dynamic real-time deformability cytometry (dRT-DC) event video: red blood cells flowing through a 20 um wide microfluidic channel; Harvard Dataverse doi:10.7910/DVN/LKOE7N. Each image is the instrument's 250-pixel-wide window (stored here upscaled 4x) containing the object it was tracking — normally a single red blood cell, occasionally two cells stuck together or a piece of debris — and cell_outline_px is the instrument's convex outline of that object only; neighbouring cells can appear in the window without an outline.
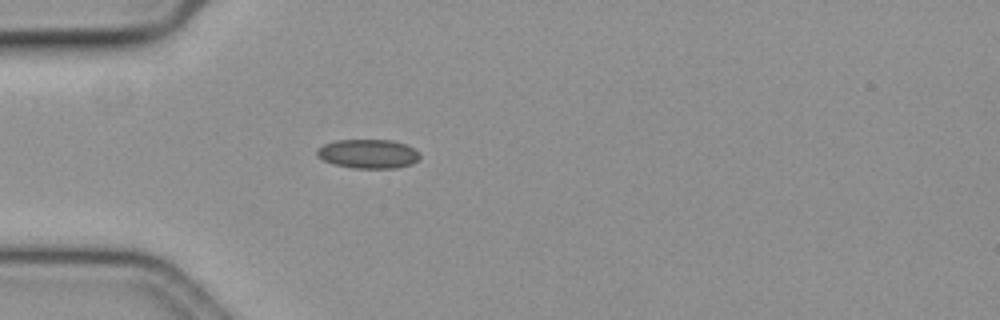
{"species": "common noctule bat (a hibernating species)", "species_latin": "Nyctalus noctula", "temperature_condition": "cold", "stored_images_in_passage": 42, "camera_frame_rate_fps": 3000, "um_per_image_px": 0.085, "animal": {"sex": "female", "body_mass_g": 19.3, "forearm_length_mm": 54.1}, "frame": {"image": 1, "passage_image": 1, "time_ms": 0.0, "image_size_px": [1000, 320], "cell_outline_px": [[420, 156], [412, 164], [396, 168], [352, 168], [332, 164], [316, 156], [316, 148], [324, 144], [336, 140], [392, 140], [404, 144], [420, 152]], "centroid_in_image_um": [31.26, 13.08], "position_along_channel_um": 53.7, "area_um2": 17.51}}
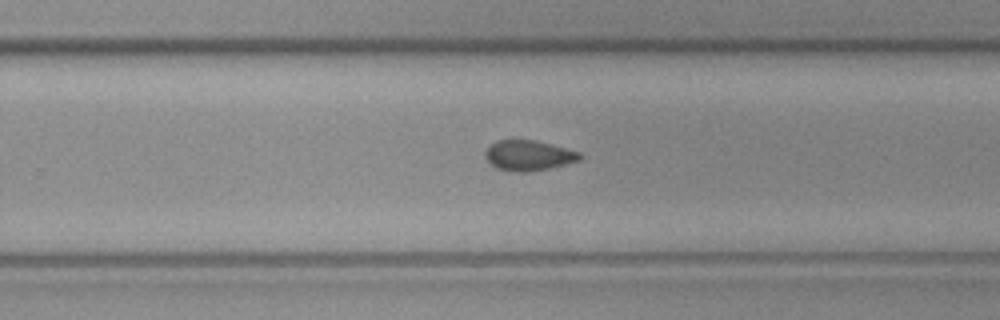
{"frame": {"image": 2, "passage_image": 21, "time_ms": 6.667, "image_size_px": [1000, 320], "cell_outline_px": [[584, 156], [580, 160], [548, 168], [528, 172], [512, 172], [496, 168], [484, 156], [484, 152], [496, 140], [536, 140], [552, 144], [580, 152]], "centroid_in_image_um": [44.94, 13.21], "position_along_channel_um": 284.9, "area_um2": 16.7}}
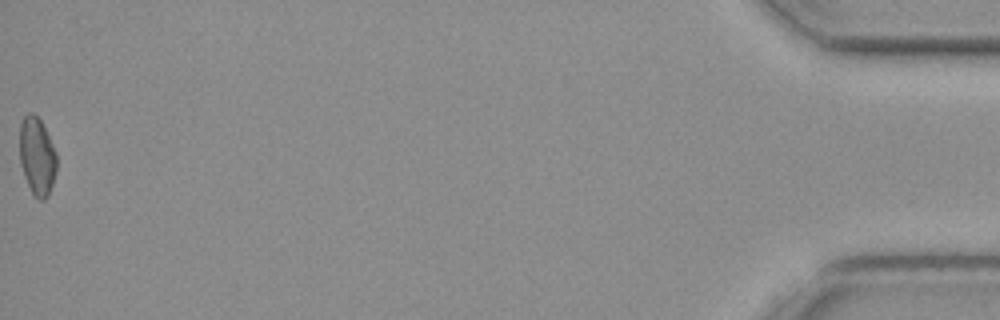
{"frame": {"image": 3, "passage_image": 42, "time_ms": 13.667, "image_size_px": [1000, 320], "cell_outline_px": [[56, 172], [48, 196], [44, 200], [40, 200], [32, 192], [24, 176], [20, 164], [20, 120], [28, 112], [32, 112], [40, 120], [56, 152]], "centroid_in_image_um": [3.13, 13.27], "position_along_channel_um": 432.1, "area_um2": 16.65}, "authors_computed_cell_mechanics": {"area_um2": 16.7331, "velocity_mm_per_s": 3.6142, "shape_relaxation_time_tau1_ms": null, "shape_relaxation_time_tau2_ms": 8.2521, "deformation_change_tau1": null, "deformation_change_tau2": 0.1088}}